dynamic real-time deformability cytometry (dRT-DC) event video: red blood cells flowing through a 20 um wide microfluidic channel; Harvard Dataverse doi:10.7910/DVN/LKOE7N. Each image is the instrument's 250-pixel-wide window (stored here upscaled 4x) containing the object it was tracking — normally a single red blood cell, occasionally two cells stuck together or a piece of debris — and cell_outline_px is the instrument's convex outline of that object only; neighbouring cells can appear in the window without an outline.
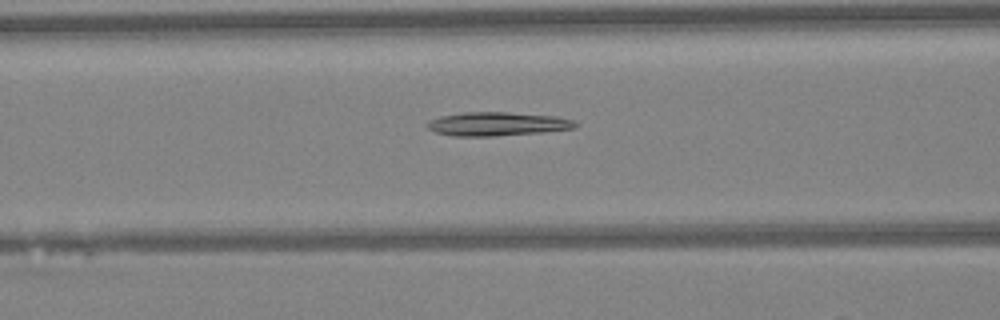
{"species": "Egyptian fruit bat (a non-hibernating species)", "species_latin": "Rousettus aegyptiacus", "temperature_condition": "warm", "stored_images_in_passage": 47, "camera_frame_rate_fps": 3000, "um_per_image_px": 0.085, "animal": {"sex": "female"}, "frame": {"image": 1, "passage_image": 19, "time_ms": 6.0, "image_size_px": [1000, 320], "cell_outline_px": [[580, 124], [576, 128], [544, 132], [492, 136], [452, 136], [436, 132], [428, 128], [424, 124], [440, 116], [464, 112], [508, 112], [556, 116], [576, 120]], "centroid_in_image_um": [42.33, 10.53], "position_along_channel_um": 124.3, "area_um2": 20.63}}
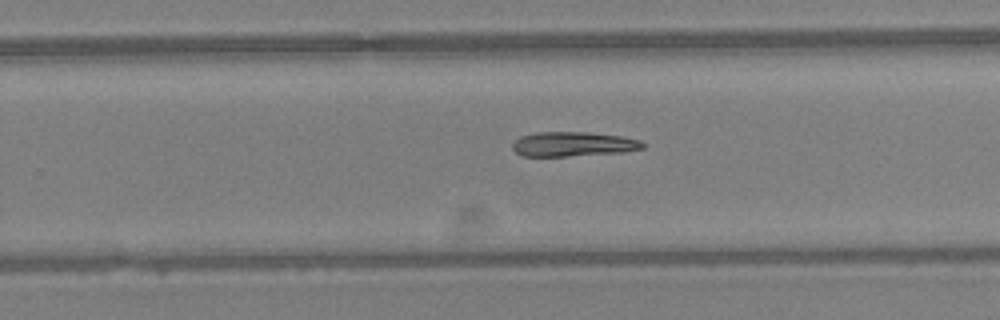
{"frame": {"image": 2, "passage_image": 30, "time_ms": 9.667, "image_size_px": [1000, 320], "cell_outline_px": [[644, 148], [624, 152], [568, 156], [520, 156], [512, 148], [512, 144], [520, 136], [536, 132], [588, 132], [620, 136], [640, 140], [644, 144]], "centroid_in_image_um": [48.7, 12.25], "position_along_channel_um": 281.1, "area_um2": 18.67}}
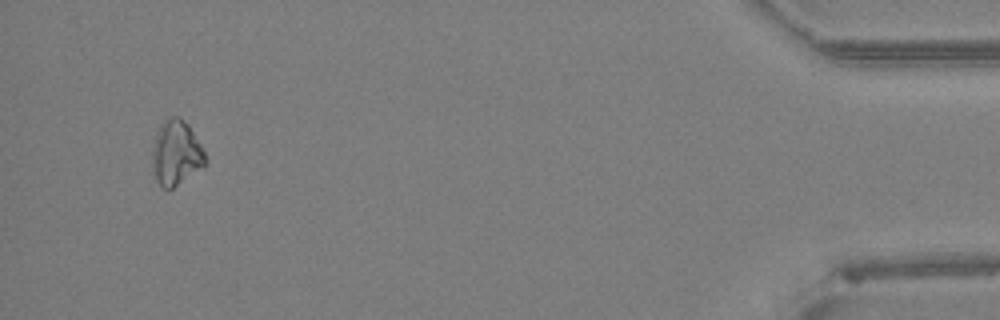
{"frame": {"image": 3, "passage_image": 45, "time_ms": 14.667, "image_size_px": [1000, 320], "cell_outline_px": [[208, 160], [204, 168], [168, 192], [160, 188], [156, 180], [152, 164], [152, 152], [156, 136], [160, 124], [164, 120], [172, 116], [180, 116], [188, 124], [200, 144]], "centroid_in_image_um": [14.98, 13.06], "position_along_channel_um": 420.2, "area_um2": 20.52}, "authors_computed_cell_mechanics": {"area_um2": 19.652, "velocity_mm_per_s": 4.3022, "shape_relaxation_time_tau1_ms": 5.0375, "shape_relaxation_time_tau2_ms": null, "deformation_change_tau1": 0.1521, "deformation_change_tau2": null}}